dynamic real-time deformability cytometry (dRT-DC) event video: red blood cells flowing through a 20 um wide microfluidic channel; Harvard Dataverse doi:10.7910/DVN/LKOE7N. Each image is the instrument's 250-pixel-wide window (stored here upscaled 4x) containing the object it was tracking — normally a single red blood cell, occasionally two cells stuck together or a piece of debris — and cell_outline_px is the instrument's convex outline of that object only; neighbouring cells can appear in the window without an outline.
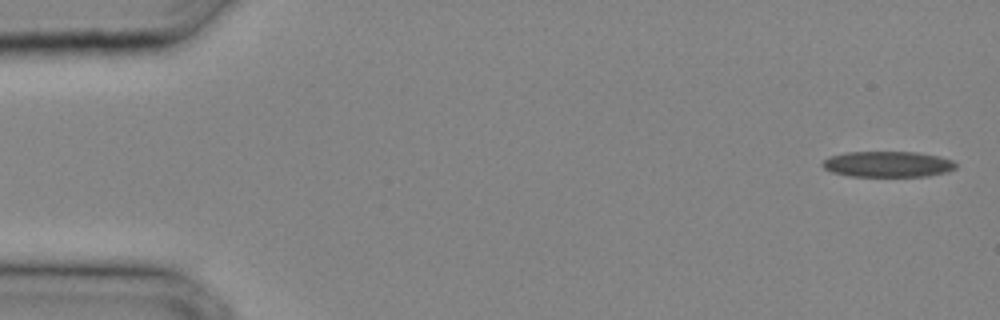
{"species": "common noctule bat (a hibernating species)", "species_latin": "Nyctalus noctula", "temperature_condition": "cold", "stored_images_in_passage": 31, "camera_frame_rate_fps": 3000, "um_per_image_px": 0.085, "animal": {"sex": "male", "body_mass_g": 20.4}, "frame": {"image": 1, "passage_image": 1, "time_ms": 0.0, "image_size_px": [1000, 320], "cell_outline_px": [[956, 168], [948, 172], [928, 176], [848, 176], [832, 172], [824, 168], [820, 164], [824, 160], [832, 156], [844, 152], [916, 152], [940, 156], [952, 160], [956, 164]], "centroid_in_image_um": [75.47, 13.95], "position_along_channel_um": 9.5, "area_um2": 20.11}}
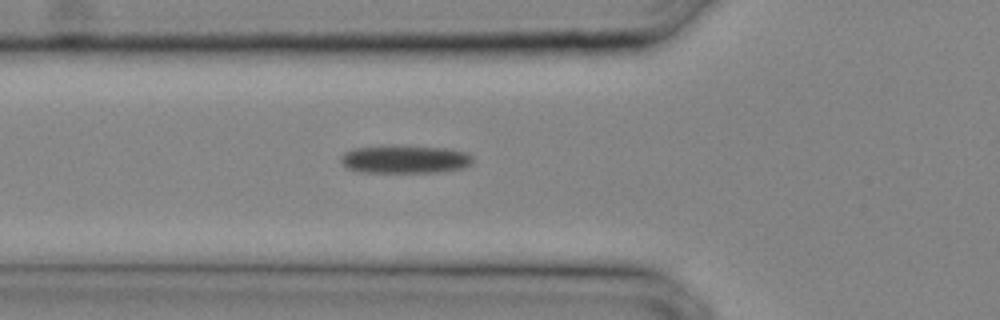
{"frame": {"image": 2, "passage_image": 11, "time_ms": 3.333, "image_size_px": [1000, 320], "cell_outline_px": [[472, 164], [464, 168], [436, 172], [360, 172], [348, 168], [340, 164], [340, 156], [344, 152], [356, 148], [448, 148], [468, 152], [472, 156]], "centroid_in_image_um": [34.44, 13.58], "position_along_channel_um": 91.4, "area_um2": 20.81}}
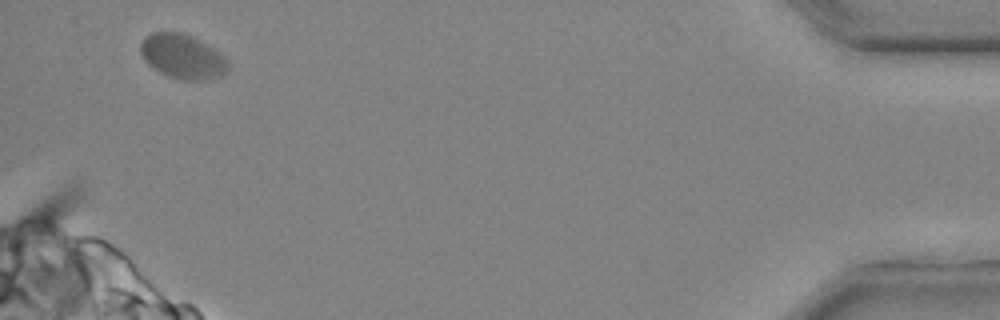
{"frame": {"image": 3, "passage_image": 30, "time_ms": 9.667, "image_size_px": [1000, 320], "cell_outline_px": [[228, 72], [220, 76], [200, 80], [184, 80], [168, 76], [160, 72], [148, 64], [144, 60], [140, 52], [140, 44], [144, 36], [152, 32], [180, 32], [220, 52], [228, 60]], "centroid_in_image_um": [15.49, 4.81], "position_along_channel_um": 419.7, "area_um2": 22.43}}